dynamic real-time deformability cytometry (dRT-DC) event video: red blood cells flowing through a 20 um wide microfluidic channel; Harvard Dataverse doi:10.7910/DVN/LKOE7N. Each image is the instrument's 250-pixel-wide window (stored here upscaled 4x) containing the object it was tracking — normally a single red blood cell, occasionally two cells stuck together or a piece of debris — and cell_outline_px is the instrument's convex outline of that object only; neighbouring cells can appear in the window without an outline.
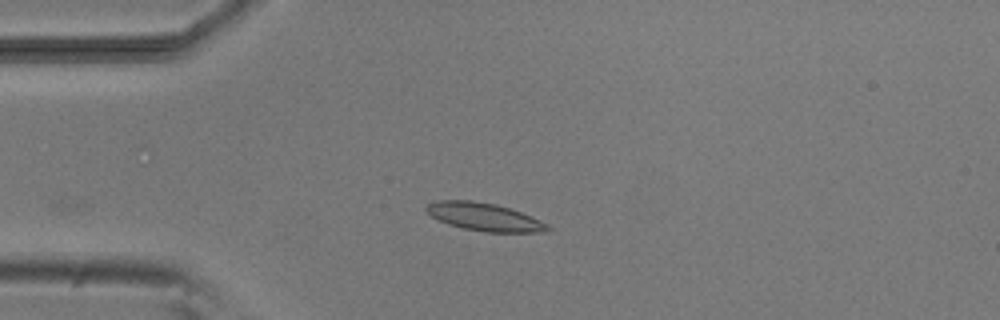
{"species": "common noctule bat (a hibernating species)", "species_latin": "Nyctalus noctula", "temperature_condition": "room temperature", "stored_images_in_passage": 3, "camera_frame_rate_fps": 3000, "um_per_image_px": 0.085, "animal": {"sex": "male", "body_mass_g": 20.5, "forearm_length_mm": 52.5}, "frame": {"image": 1, "passage_image": 3, "time_ms": 2.0, "image_size_px": [1000, 320], "cell_outline_px": [[552, 228], [548, 232], [484, 232], [464, 228], [448, 224], [432, 216], [424, 208], [428, 204], [440, 200], [472, 200], [496, 204], [520, 212], [540, 220], [548, 224]], "centroid_in_image_um": [41.2, 18.44], "position_along_channel_um": 43.8, "area_um2": 19.59}}